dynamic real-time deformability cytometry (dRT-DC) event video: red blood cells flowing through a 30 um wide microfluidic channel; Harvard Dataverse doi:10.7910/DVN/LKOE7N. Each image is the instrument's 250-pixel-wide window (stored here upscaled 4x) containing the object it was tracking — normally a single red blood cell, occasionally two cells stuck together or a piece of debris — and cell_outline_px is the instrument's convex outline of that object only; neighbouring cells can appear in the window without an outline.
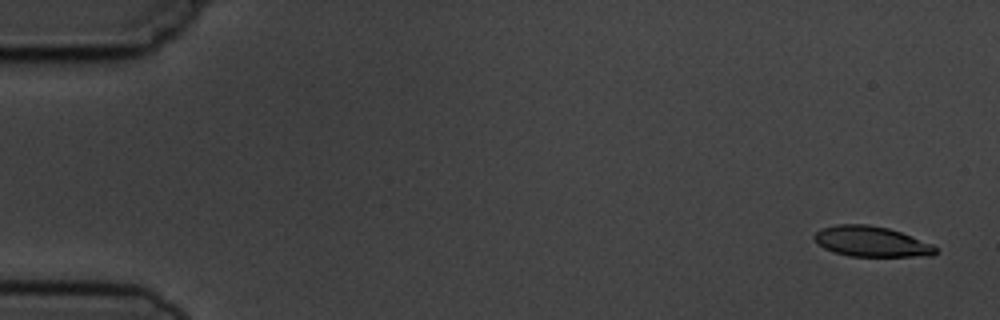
{"species": "common noctule bat (a hibernating species)", "species_latin": "Nyctalus noctula", "temperature_condition": "cold", "stored_images_in_passage": 5, "camera_frame_rate_fps": 3000, "um_per_image_px": 0.085, "animal": {"sex": "male", "body_mass_g": 19.5, "forearm_length_mm": 54.6}, "frame": {"image": 1, "passage_image": 1, "time_ms": 0.0, "image_size_px": [1000, 320], "cell_outline_px": [[936, 252], [932, 256], [848, 256], [824, 248], [812, 236], [820, 228], [836, 224], [868, 224], [888, 228], [900, 232], [932, 244], [936, 248]], "centroid_in_image_um": [74.05, 20.52], "position_along_channel_um": 11.0, "area_um2": 21.33}}